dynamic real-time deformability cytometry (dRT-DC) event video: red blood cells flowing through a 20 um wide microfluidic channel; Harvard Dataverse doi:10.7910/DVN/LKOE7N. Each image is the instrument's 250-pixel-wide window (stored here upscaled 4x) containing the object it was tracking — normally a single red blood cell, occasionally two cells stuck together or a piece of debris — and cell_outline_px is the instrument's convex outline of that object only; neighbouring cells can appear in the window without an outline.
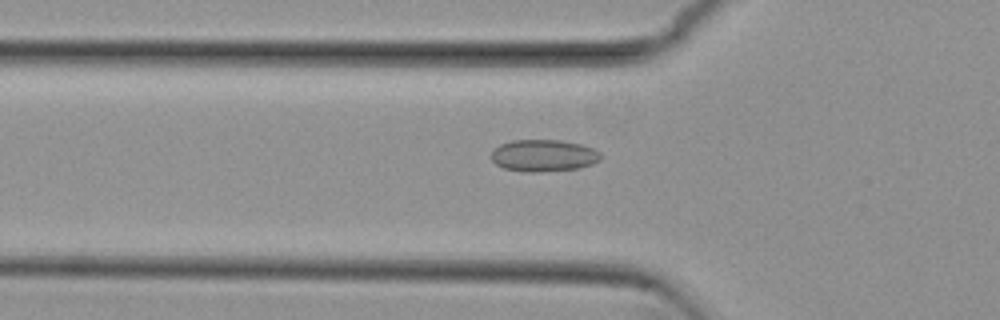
{"species": "common noctule bat (a hibernating species)", "species_latin": "Nyctalus noctula", "temperature_condition": "cold", "stored_images_in_passage": 33, "camera_frame_rate_fps": 3000, "um_per_image_px": 0.085, "animal": {"sex": "female", "body_mass_g": 29.2, "forearm_length_mm": 56.3}, "frame": {"image": 1, "passage_image": 7, "time_ms": 2.0, "image_size_px": [1000, 320], "cell_outline_px": [[600, 160], [592, 164], [580, 168], [536, 172], [528, 172], [504, 168], [496, 164], [492, 160], [492, 148], [500, 144], [512, 140], [560, 140], [580, 144], [592, 148], [600, 152]], "centroid_in_image_um": [46.19, 13.21], "position_along_channel_um": 79.6, "area_um2": 20.35}}
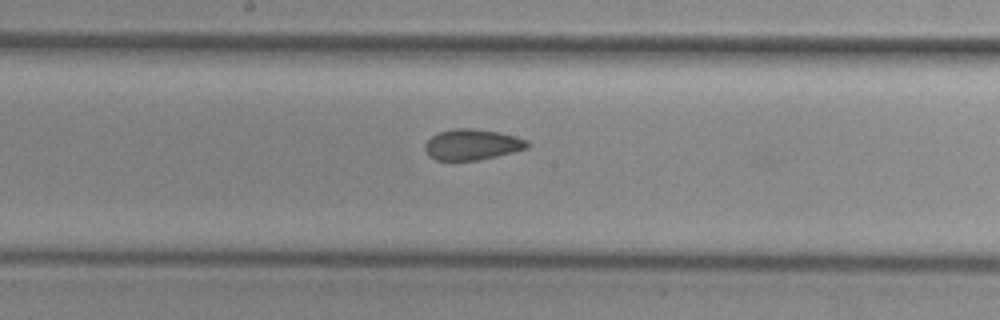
{"frame": {"image": 2, "passage_image": 17, "time_ms": 5.333, "image_size_px": [1000, 320], "cell_outline_px": [[528, 148], [480, 160], [436, 160], [424, 148], [424, 144], [436, 132], [452, 128], [468, 128], [500, 132], [528, 140]], "centroid_in_image_um": [40.12, 12.27], "position_along_channel_um": 208.1, "area_um2": 18.26}}
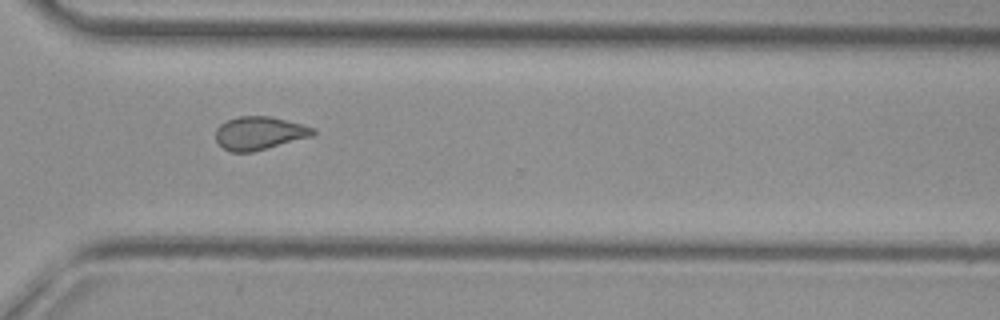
{"frame": {"image": 3, "passage_image": 28, "time_ms": 9.0, "image_size_px": [1000, 320], "cell_outline_px": [[316, 132], [312, 136], [268, 148], [252, 152], [232, 152], [224, 148], [216, 140], [216, 128], [220, 124], [228, 120], [240, 116], [268, 116], [316, 128]], "centroid_in_image_um": [22.04, 11.32], "position_along_channel_um": 348.6, "area_um2": 18.61}, "authors_computed_cell_mechanics": {"area_um2": 18.8428, "velocity_mm_per_s": 3.8353, "shape_relaxation_time_tau1_ms": null, "shape_relaxation_time_tau2_ms": 1.8563, "deformation_change_tau1": null, "deformation_change_tau2": 0.0702}}